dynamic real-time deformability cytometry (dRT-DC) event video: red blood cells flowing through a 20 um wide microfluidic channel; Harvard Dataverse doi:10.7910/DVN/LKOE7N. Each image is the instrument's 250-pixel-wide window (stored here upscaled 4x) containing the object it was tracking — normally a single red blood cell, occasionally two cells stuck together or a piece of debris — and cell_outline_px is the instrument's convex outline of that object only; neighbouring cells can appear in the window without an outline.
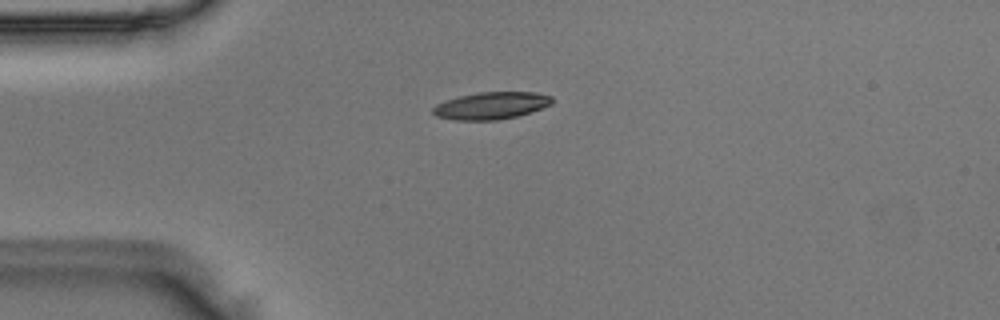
{"species": "Egyptian fruit bat (a non-hibernating species)", "species_latin": "Rousettus aegyptiacus", "temperature_condition": "room temperature", "stored_images_in_passage": 40, "camera_frame_rate_fps": 3000, "um_per_image_px": 0.085, "animal": {"sex": "male"}, "frame": {"image": 1, "passage_image": 2, "time_ms": 0.333, "image_size_px": [1000, 320], "cell_outline_px": [[552, 104], [516, 116], [496, 120], [452, 120], [436, 116], [432, 112], [432, 108], [436, 104], [460, 96], [480, 92], [536, 92], [552, 96]], "centroid_in_image_um": [41.73, 8.98], "position_along_channel_um": 43.3, "area_um2": 18.67}}
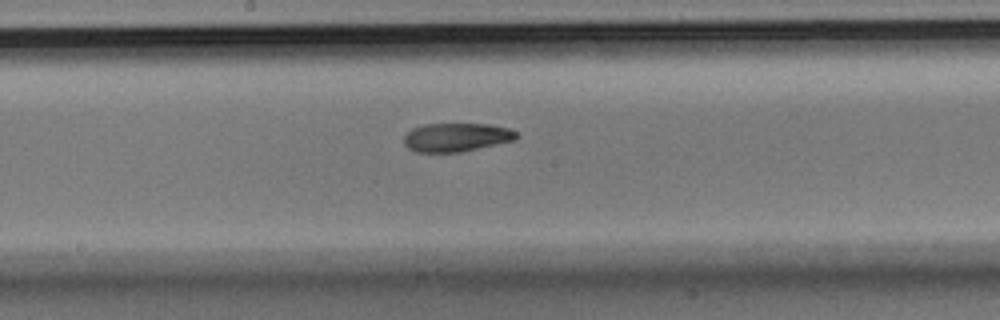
{"frame": {"image": 2, "passage_image": 16, "time_ms": 5.0, "image_size_px": [1000, 320], "cell_outline_px": [[520, 136], [516, 140], [460, 152], [416, 152], [408, 148], [404, 144], [404, 136], [412, 128], [424, 124], [488, 124], [508, 128], [516, 132]], "centroid_in_image_um": [38.8, 11.67], "position_along_channel_um": 209.4, "area_um2": 18.79}}
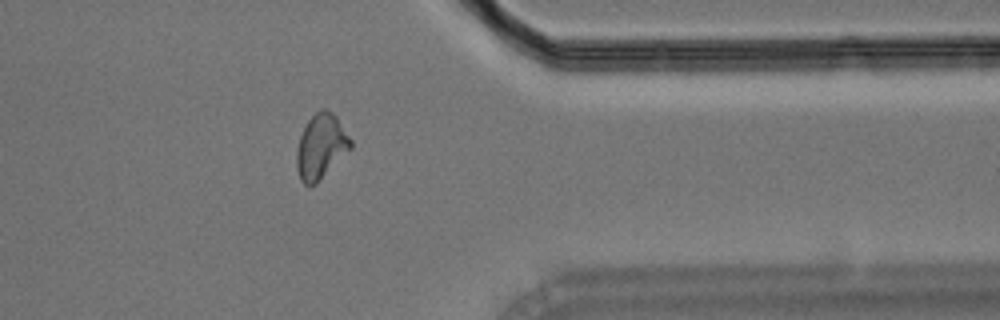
{"frame": {"image": 3, "passage_image": 30, "time_ms": 9.667, "image_size_px": [1000, 320], "cell_outline_px": [[352, 148], [316, 184], [308, 188], [300, 180], [296, 168], [296, 152], [300, 136], [308, 120], [320, 108], [324, 108], [332, 112], [336, 116], [352, 140]], "centroid_in_image_um": [27.28, 12.48], "position_along_channel_um": 384.1, "area_um2": 20.58}}